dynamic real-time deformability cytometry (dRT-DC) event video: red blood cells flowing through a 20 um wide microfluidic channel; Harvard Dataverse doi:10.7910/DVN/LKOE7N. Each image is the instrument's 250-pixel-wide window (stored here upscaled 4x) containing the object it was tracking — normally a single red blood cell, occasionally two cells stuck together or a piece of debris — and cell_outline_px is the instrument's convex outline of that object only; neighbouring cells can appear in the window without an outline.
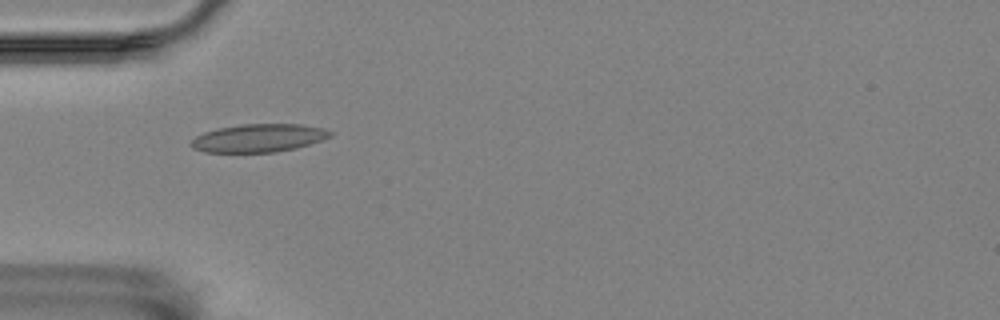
{"species": "Egyptian fruit bat (a non-hibernating species)", "species_latin": "Rousettus aegyptiacus", "temperature_condition": "room temperature", "stored_images_in_passage": 9, "camera_frame_rate_fps": 3000, "um_per_image_px": 0.085, "animal": {"sex": "female"}, "frame": {"image": 1, "passage_image": 1, "time_ms": 0.0, "image_size_px": [1000, 320], "cell_outline_px": [[332, 136], [296, 148], [276, 152], [204, 152], [192, 148], [188, 144], [196, 136], [204, 132], [216, 128], [240, 124], [304, 124], [324, 128], [332, 132]], "centroid_in_image_um": [21.96, 11.72], "position_along_channel_um": 63.0, "area_um2": 22.89}}
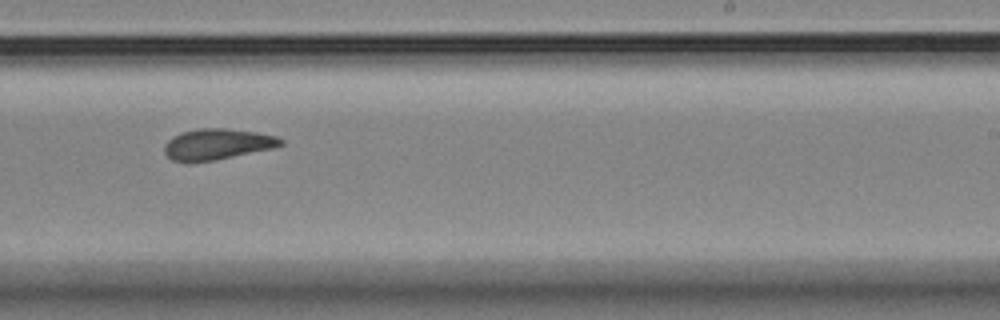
{"frame": {"image": 2, "passage_image": 6, "time_ms": 1.667, "image_size_px": [1000, 320], "cell_outline_px": [[284, 144], [272, 148], [216, 160], [192, 164], [184, 164], [172, 160], [164, 152], [164, 144], [172, 136], [180, 132], [200, 128], [224, 128], [256, 132], [276, 136], [284, 140]], "centroid_in_image_um": [18.4, 12.28], "position_along_channel_um": 270.6, "area_um2": 21.39}}
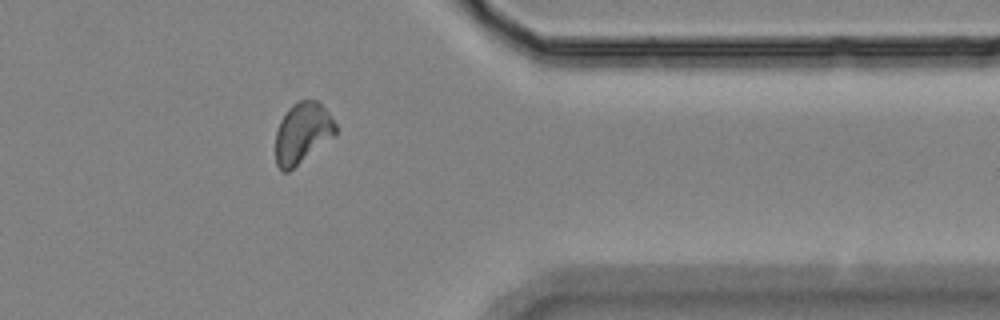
{"frame": {"image": 3, "passage_image": 9, "time_ms": 2.667, "image_size_px": [1000, 320], "cell_outline_px": [[336, 136], [288, 172], [284, 172], [276, 164], [276, 132], [280, 120], [288, 108], [292, 104], [300, 100], [320, 100], [336, 124]], "centroid_in_image_um": [25.73, 11.29], "position_along_channel_um": 385.7, "area_um2": 21.5}}